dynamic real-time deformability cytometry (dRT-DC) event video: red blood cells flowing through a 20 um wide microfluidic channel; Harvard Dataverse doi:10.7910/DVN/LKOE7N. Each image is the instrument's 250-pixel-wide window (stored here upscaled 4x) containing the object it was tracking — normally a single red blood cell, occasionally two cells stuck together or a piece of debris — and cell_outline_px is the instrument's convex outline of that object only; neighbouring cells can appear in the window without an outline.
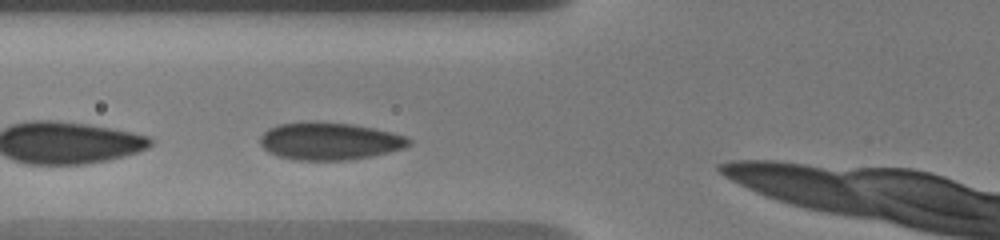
{"species": "human", "species_latin": "Homo sapiens", "temperature_condition": "warm", "stored_images_in_passage": 4, "camera_frame_rate_fps": 3000, "um_per_image_px": 0.085, "donor": {"sex": "male"}, "frame": {"image": 1, "passage_image": 4, "time_ms": 1.667, "image_size_px": [1000, 240], "cell_outline_px": [[412, 144], [404, 148], [372, 156], [348, 160], [296, 160], [280, 156], [268, 152], [260, 144], [260, 136], [268, 128], [280, 124], [352, 124], [392, 132], [404, 136], [412, 140]], "centroid_in_image_um": [28.04, 12.04], "position_along_channel_um": 97.8, "area_um2": 31.62}}